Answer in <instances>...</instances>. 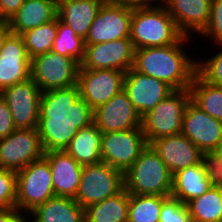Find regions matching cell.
Here are the masks:
<instances>
[{"instance_id":"cell-43","label":"cell","mask_w":222,"mask_h":222,"mask_svg":"<svg viewBox=\"0 0 222 222\" xmlns=\"http://www.w3.org/2000/svg\"><path fill=\"white\" fill-rule=\"evenodd\" d=\"M220 156H222V141L219 143L218 148L215 150Z\"/></svg>"},{"instance_id":"cell-22","label":"cell","mask_w":222,"mask_h":222,"mask_svg":"<svg viewBox=\"0 0 222 222\" xmlns=\"http://www.w3.org/2000/svg\"><path fill=\"white\" fill-rule=\"evenodd\" d=\"M104 0H57V17L84 40Z\"/></svg>"},{"instance_id":"cell-36","label":"cell","mask_w":222,"mask_h":222,"mask_svg":"<svg viewBox=\"0 0 222 222\" xmlns=\"http://www.w3.org/2000/svg\"><path fill=\"white\" fill-rule=\"evenodd\" d=\"M200 35L212 38L211 41L218 46L222 45V0H212L209 23Z\"/></svg>"},{"instance_id":"cell-27","label":"cell","mask_w":222,"mask_h":222,"mask_svg":"<svg viewBox=\"0 0 222 222\" xmlns=\"http://www.w3.org/2000/svg\"><path fill=\"white\" fill-rule=\"evenodd\" d=\"M129 194L123 188L118 194L84 208L85 222H128Z\"/></svg>"},{"instance_id":"cell-37","label":"cell","mask_w":222,"mask_h":222,"mask_svg":"<svg viewBox=\"0 0 222 222\" xmlns=\"http://www.w3.org/2000/svg\"><path fill=\"white\" fill-rule=\"evenodd\" d=\"M203 162L210 186L222 189V156L216 151L203 153Z\"/></svg>"},{"instance_id":"cell-23","label":"cell","mask_w":222,"mask_h":222,"mask_svg":"<svg viewBox=\"0 0 222 222\" xmlns=\"http://www.w3.org/2000/svg\"><path fill=\"white\" fill-rule=\"evenodd\" d=\"M57 17V0H25L8 23L12 33L22 35Z\"/></svg>"},{"instance_id":"cell-9","label":"cell","mask_w":222,"mask_h":222,"mask_svg":"<svg viewBox=\"0 0 222 222\" xmlns=\"http://www.w3.org/2000/svg\"><path fill=\"white\" fill-rule=\"evenodd\" d=\"M80 64L53 51L31 59L30 77L42 92L77 84Z\"/></svg>"},{"instance_id":"cell-40","label":"cell","mask_w":222,"mask_h":222,"mask_svg":"<svg viewBox=\"0 0 222 222\" xmlns=\"http://www.w3.org/2000/svg\"><path fill=\"white\" fill-rule=\"evenodd\" d=\"M25 216L17 208L0 209V222H21Z\"/></svg>"},{"instance_id":"cell-10","label":"cell","mask_w":222,"mask_h":222,"mask_svg":"<svg viewBox=\"0 0 222 222\" xmlns=\"http://www.w3.org/2000/svg\"><path fill=\"white\" fill-rule=\"evenodd\" d=\"M146 146L142 128L104 132L101 136V159L124 175Z\"/></svg>"},{"instance_id":"cell-20","label":"cell","mask_w":222,"mask_h":222,"mask_svg":"<svg viewBox=\"0 0 222 222\" xmlns=\"http://www.w3.org/2000/svg\"><path fill=\"white\" fill-rule=\"evenodd\" d=\"M48 160L55 196L75 198L81 180L82 166L65 150L45 152Z\"/></svg>"},{"instance_id":"cell-34","label":"cell","mask_w":222,"mask_h":222,"mask_svg":"<svg viewBox=\"0 0 222 222\" xmlns=\"http://www.w3.org/2000/svg\"><path fill=\"white\" fill-rule=\"evenodd\" d=\"M197 73L208 83L222 86V49L211 58L197 60Z\"/></svg>"},{"instance_id":"cell-16","label":"cell","mask_w":222,"mask_h":222,"mask_svg":"<svg viewBox=\"0 0 222 222\" xmlns=\"http://www.w3.org/2000/svg\"><path fill=\"white\" fill-rule=\"evenodd\" d=\"M123 90L141 118L174 91L165 82L141 74L133 68L125 73Z\"/></svg>"},{"instance_id":"cell-39","label":"cell","mask_w":222,"mask_h":222,"mask_svg":"<svg viewBox=\"0 0 222 222\" xmlns=\"http://www.w3.org/2000/svg\"><path fill=\"white\" fill-rule=\"evenodd\" d=\"M25 0H0V19L9 21L14 16Z\"/></svg>"},{"instance_id":"cell-41","label":"cell","mask_w":222,"mask_h":222,"mask_svg":"<svg viewBox=\"0 0 222 222\" xmlns=\"http://www.w3.org/2000/svg\"><path fill=\"white\" fill-rule=\"evenodd\" d=\"M158 1H160L161 3L159 4ZM129 2L133 6H136V7H161V8L163 7V8H166L167 5L169 4L170 0H129ZM156 2L158 4L153 5V3H156Z\"/></svg>"},{"instance_id":"cell-8","label":"cell","mask_w":222,"mask_h":222,"mask_svg":"<svg viewBox=\"0 0 222 222\" xmlns=\"http://www.w3.org/2000/svg\"><path fill=\"white\" fill-rule=\"evenodd\" d=\"M133 5L129 0H109L100 7L85 44L130 38Z\"/></svg>"},{"instance_id":"cell-30","label":"cell","mask_w":222,"mask_h":222,"mask_svg":"<svg viewBox=\"0 0 222 222\" xmlns=\"http://www.w3.org/2000/svg\"><path fill=\"white\" fill-rule=\"evenodd\" d=\"M167 198L129 194L128 222H159L162 203Z\"/></svg>"},{"instance_id":"cell-35","label":"cell","mask_w":222,"mask_h":222,"mask_svg":"<svg viewBox=\"0 0 222 222\" xmlns=\"http://www.w3.org/2000/svg\"><path fill=\"white\" fill-rule=\"evenodd\" d=\"M159 222H192V220L187 205L170 196L162 203Z\"/></svg>"},{"instance_id":"cell-15","label":"cell","mask_w":222,"mask_h":222,"mask_svg":"<svg viewBox=\"0 0 222 222\" xmlns=\"http://www.w3.org/2000/svg\"><path fill=\"white\" fill-rule=\"evenodd\" d=\"M181 134L203 153L215 151L222 141V121L211 117L190 100L182 119Z\"/></svg>"},{"instance_id":"cell-33","label":"cell","mask_w":222,"mask_h":222,"mask_svg":"<svg viewBox=\"0 0 222 222\" xmlns=\"http://www.w3.org/2000/svg\"><path fill=\"white\" fill-rule=\"evenodd\" d=\"M16 172L0 168V209L16 208Z\"/></svg>"},{"instance_id":"cell-3","label":"cell","mask_w":222,"mask_h":222,"mask_svg":"<svg viewBox=\"0 0 222 222\" xmlns=\"http://www.w3.org/2000/svg\"><path fill=\"white\" fill-rule=\"evenodd\" d=\"M183 36L166 8L133 6L130 39L134 49L168 46Z\"/></svg>"},{"instance_id":"cell-42","label":"cell","mask_w":222,"mask_h":222,"mask_svg":"<svg viewBox=\"0 0 222 222\" xmlns=\"http://www.w3.org/2000/svg\"><path fill=\"white\" fill-rule=\"evenodd\" d=\"M11 32L8 21H0V48L3 45L5 38Z\"/></svg>"},{"instance_id":"cell-31","label":"cell","mask_w":222,"mask_h":222,"mask_svg":"<svg viewBox=\"0 0 222 222\" xmlns=\"http://www.w3.org/2000/svg\"><path fill=\"white\" fill-rule=\"evenodd\" d=\"M57 35V17L36 28L24 32L23 37L27 54L30 59L52 51L54 40Z\"/></svg>"},{"instance_id":"cell-19","label":"cell","mask_w":222,"mask_h":222,"mask_svg":"<svg viewBox=\"0 0 222 222\" xmlns=\"http://www.w3.org/2000/svg\"><path fill=\"white\" fill-rule=\"evenodd\" d=\"M150 145L172 174L203 162V152L183 134L162 137Z\"/></svg>"},{"instance_id":"cell-25","label":"cell","mask_w":222,"mask_h":222,"mask_svg":"<svg viewBox=\"0 0 222 222\" xmlns=\"http://www.w3.org/2000/svg\"><path fill=\"white\" fill-rule=\"evenodd\" d=\"M204 162L193 165L173 174V187L171 197L184 204L204 194L210 189Z\"/></svg>"},{"instance_id":"cell-44","label":"cell","mask_w":222,"mask_h":222,"mask_svg":"<svg viewBox=\"0 0 222 222\" xmlns=\"http://www.w3.org/2000/svg\"><path fill=\"white\" fill-rule=\"evenodd\" d=\"M27 218L28 217H25L21 222H29Z\"/></svg>"},{"instance_id":"cell-18","label":"cell","mask_w":222,"mask_h":222,"mask_svg":"<svg viewBox=\"0 0 222 222\" xmlns=\"http://www.w3.org/2000/svg\"><path fill=\"white\" fill-rule=\"evenodd\" d=\"M30 67L23 37L10 32L0 48V92L29 79Z\"/></svg>"},{"instance_id":"cell-6","label":"cell","mask_w":222,"mask_h":222,"mask_svg":"<svg viewBox=\"0 0 222 222\" xmlns=\"http://www.w3.org/2000/svg\"><path fill=\"white\" fill-rule=\"evenodd\" d=\"M16 183V208L23 215L55 196L51 168L45 157L16 172Z\"/></svg>"},{"instance_id":"cell-2","label":"cell","mask_w":222,"mask_h":222,"mask_svg":"<svg viewBox=\"0 0 222 222\" xmlns=\"http://www.w3.org/2000/svg\"><path fill=\"white\" fill-rule=\"evenodd\" d=\"M189 39L183 36L168 46L135 49L132 68L165 82L173 90L189 89L197 73V61L188 57L183 48Z\"/></svg>"},{"instance_id":"cell-13","label":"cell","mask_w":222,"mask_h":222,"mask_svg":"<svg viewBox=\"0 0 222 222\" xmlns=\"http://www.w3.org/2000/svg\"><path fill=\"white\" fill-rule=\"evenodd\" d=\"M125 73L115 69H79L77 87L80 97L96 109L123 89Z\"/></svg>"},{"instance_id":"cell-21","label":"cell","mask_w":222,"mask_h":222,"mask_svg":"<svg viewBox=\"0 0 222 222\" xmlns=\"http://www.w3.org/2000/svg\"><path fill=\"white\" fill-rule=\"evenodd\" d=\"M212 0H170L166 9L179 31L187 37L191 33L201 34L207 27Z\"/></svg>"},{"instance_id":"cell-14","label":"cell","mask_w":222,"mask_h":222,"mask_svg":"<svg viewBox=\"0 0 222 222\" xmlns=\"http://www.w3.org/2000/svg\"><path fill=\"white\" fill-rule=\"evenodd\" d=\"M134 47L130 38L85 44L79 69H115L127 72L133 67Z\"/></svg>"},{"instance_id":"cell-32","label":"cell","mask_w":222,"mask_h":222,"mask_svg":"<svg viewBox=\"0 0 222 222\" xmlns=\"http://www.w3.org/2000/svg\"><path fill=\"white\" fill-rule=\"evenodd\" d=\"M52 51L71 57L80 64L84 56L85 40L57 17V35Z\"/></svg>"},{"instance_id":"cell-17","label":"cell","mask_w":222,"mask_h":222,"mask_svg":"<svg viewBox=\"0 0 222 222\" xmlns=\"http://www.w3.org/2000/svg\"><path fill=\"white\" fill-rule=\"evenodd\" d=\"M141 123V116L123 89L94 109V124L102 133L142 128Z\"/></svg>"},{"instance_id":"cell-28","label":"cell","mask_w":222,"mask_h":222,"mask_svg":"<svg viewBox=\"0 0 222 222\" xmlns=\"http://www.w3.org/2000/svg\"><path fill=\"white\" fill-rule=\"evenodd\" d=\"M189 90L191 100L199 108L222 121V86L210 84L196 73Z\"/></svg>"},{"instance_id":"cell-1","label":"cell","mask_w":222,"mask_h":222,"mask_svg":"<svg viewBox=\"0 0 222 222\" xmlns=\"http://www.w3.org/2000/svg\"><path fill=\"white\" fill-rule=\"evenodd\" d=\"M94 123V110L76 85L41 93L38 133L44 152L65 150L79 129Z\"/></svg>"},{"instance_id":"cell-5","label":"cell","mask_w":222,"mask_h":222,"mask_svg":"<svg viewBox=\"0 0 222 222\" xmlns=\"http://www.w3.org/2000/svg\"><path fill=\"white\" fill-rule=\"evenodd\" d=\"M190 100L189 89L174 90L142 117L147 145L162 137L181 134L182 119Z\"/></svg>"},{"instance_id":"cell-11","label":"cell","mask_w":222,"mask_h":222,"mask_svg":"<svg viewBox=\"0 0 222 222\" xmlns=\"http://www.w3.org/2000/svg\"><path fill=\"white\" fill-rule=\"evenodd\" d=\"M38 129H15L0 138V168L18 172L44 157Z\"/></svg>"},{"instance_id":"cell-29","label":"cell","mask_w":222,"mask_h":222,"mask_svg":"<svg viewBox=\"0 0 222 222\" xmlns=\"http://www.w3.org/2000/svg\"><path fill=\"white\" fill-rule=\"evenodd\" d=\"M192 222H222V189L211 187L187 204Z\"/></svg>"},{"instance_id":"cell-26","label":"cell","mask_w":222,"mask_h":222,"mask_svg":"<svg viewBox=\"0 0 222 222\" xmlns=\"http://www.w3.org/2000/svg\"><path fill=\"white\" fill-rule=\"evenodd\" d=\"M102 132L93 123L79 129L65 151L81 166H87L102 161L101 159Z\"/></svg>"},{"instance_id":"cell-12","label":"cell","mask_w":222,"mask_h":222,"mask_svg":"<svg viewBox=\"0 0 222 222\" xmlns=\"http://www.w3.org/2000/svg\"><path fill=\"white\" fill-rule=\"evenodd\" d=\"M41 93L31 77L0 92V96L9 107L16 129L38 127Z\"/></svg>"},{"instance_id":"cell-7","label":"cell","mask_w":222,"mask_h":222,"mask_svg":"<svg viewBox=\"0 0 222 222\" xmlns=\"http://www.w3.org/2000/svg\"><path fill=\"white\" fill-rule=\"evenodd\" d=\"M124 188V175L100 161L82 166L81 180L75 196L82 208L118 194Z\"/></svg>"},{"instance_id":"cell-38","label":"cell","mask_w":222,"mask_h":222,"mask_svg":"<svg viewBox=\"0 0 222 222\" xmlns=\"http://www.w3.org/2000/svg\"><path fill=\"white\" fill-rule=\"evenodd\" d=\"M16 127L14 126L12 114L7 103L0 96V138L10 135Z\"/></svg>"},{"instance_id":"cell-4","label":"cell","mask_w":222,"mask_h":222,"mask_svg":"<svg viewBox=\"0 0 222 222\" xmlns=\"http://www.w3.org/2000/svg\"><path fill=\"white\" fill-rule=\"evenodd\" d=\"M172 187L173 174L151 145L141 151L124 174V188L128 194L170 197Z\"/></svg>"},{"instance_id":"cell-24","label":"cell","mask_w":222,"mask_h":222,"mask_svg":"<svg viewBox=\"0 0 222 222\" xmlns=\"http://www.w3.org/2000/svg\"><path fill=\"white\" fill-rule=\"evenodd\" d=\"M32 222H85L84 208L74 198L54 196L29 213ZM30 222V220H29Z\"/></svg>"}]
</instances>
